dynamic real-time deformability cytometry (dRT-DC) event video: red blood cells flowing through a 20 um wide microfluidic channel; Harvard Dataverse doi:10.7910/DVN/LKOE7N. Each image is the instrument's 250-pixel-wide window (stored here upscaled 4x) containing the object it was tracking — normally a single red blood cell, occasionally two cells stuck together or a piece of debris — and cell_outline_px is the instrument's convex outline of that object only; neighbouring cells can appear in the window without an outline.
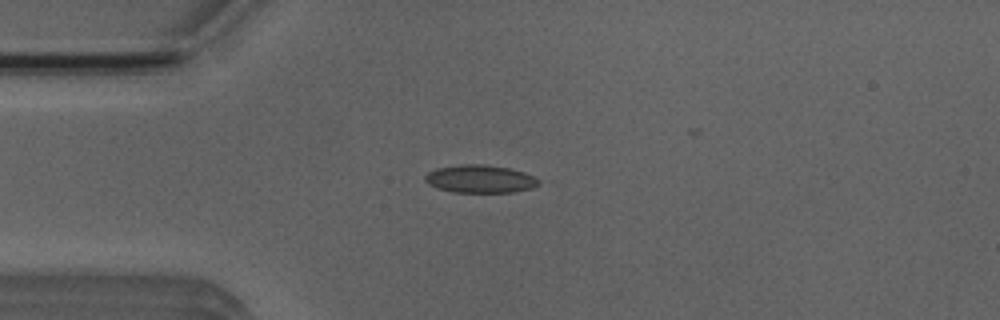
{"species": "Egyptian fruit bat (a non-hibernating species)", "species_latin": "Rousettus aegyptiacus", "temperature_condition": "room temperature", "stored_images_in_passage": 3, "camera_frame_rate_fps": 3000, "um_per_image_px": 0.085, "animal": {"sex": "male"}, "frame": {"image": 1, "passage_image": 3, "time_ms": 2.333, "image_size_px": [1000, 320], "cell_outline_px": [[540, 184], [532, 188], [512, 192], [452, 192], [436, 188], [428, 184], [424, 180], [424, 176], [428, 172], [436, 168], [460, 164], [484, 164], [508, 168], [524, 172], [540, 180]], "centroid_in_image_um": [40.78, 15.21], "position_along_channel_um": 44.2, "area_um2": 18.55}}